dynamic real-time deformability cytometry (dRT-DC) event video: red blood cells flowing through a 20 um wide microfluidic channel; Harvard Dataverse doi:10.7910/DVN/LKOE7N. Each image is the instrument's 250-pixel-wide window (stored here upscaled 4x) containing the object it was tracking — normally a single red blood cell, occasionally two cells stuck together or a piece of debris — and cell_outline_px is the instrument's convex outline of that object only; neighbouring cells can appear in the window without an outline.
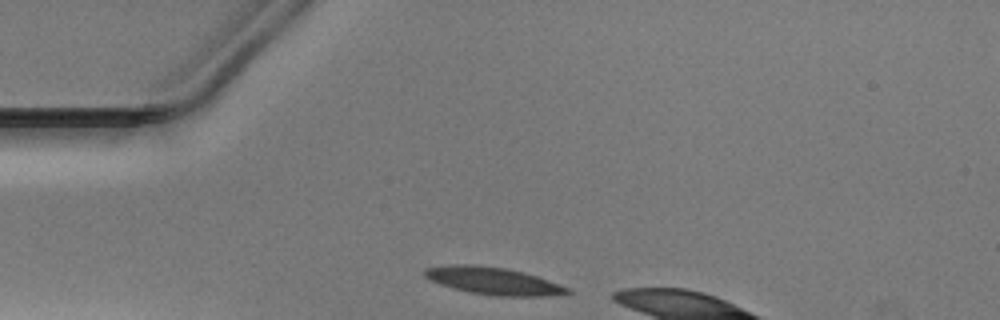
{"species": "Egyptian fruit bat (a non-hibernating species)", "species_latin": "Rousettus aegyptiacus", "temperature_condition": "warm", "stored_images_in_passage": 8, "camera_frame_rate_fps": 3000, "um_per_image_px": 0.085, "animal": {"sex": "male"}, "frame": {"image": 1, "passage_image": 1, "time_ms": 0.0, "image_size_px": [1000, 320], "cell_outline_px": [[572, 292], [544, 296], [496, 296], [472, 292], [440, 284], [424, 276], [424, 268], [452, 264], [476, 264], [508, 268], [524, 272], [572, 288]], "centroid_in_image_um": [41.95, 23.86], "position_along_channel_um": 43.0, "area_um2": 22.66}}
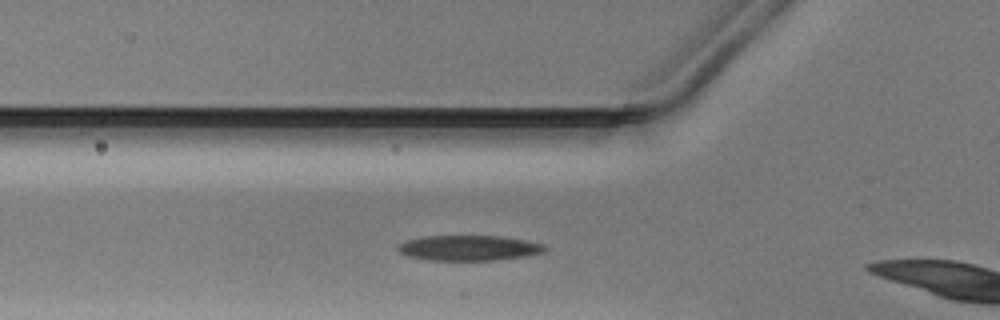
{"frame": {"image": 2, "passage_image": 6, "time_ms": 1.667, "image_size_px": [1000, 320], "cell_outline_px": [[548, 248], [544, 252], [528, 256], [496, 260], [428, 260], [408, 256], [400, 252], [396, 248], [396, 244], [404, 240], [424, 236], [504, 236], [544, 244]], "centroid_in_image_um": [39.84, 21.07], "position_along_channel_um": 86.0, "area_um2": 21.91}}